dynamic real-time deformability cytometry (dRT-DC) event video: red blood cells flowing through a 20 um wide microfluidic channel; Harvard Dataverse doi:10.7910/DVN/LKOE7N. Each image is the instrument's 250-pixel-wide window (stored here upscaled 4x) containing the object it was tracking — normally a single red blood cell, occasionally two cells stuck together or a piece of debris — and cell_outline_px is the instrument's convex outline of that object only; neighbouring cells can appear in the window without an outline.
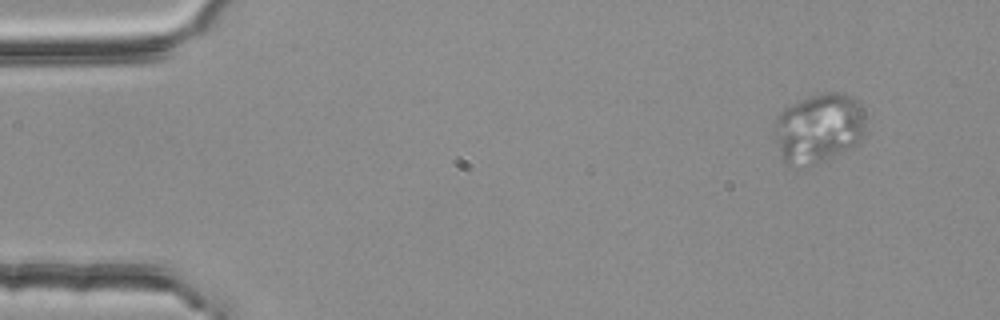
{"species": "common noctule bat (a hibernating species)", "species_latin": "Nyctalus noctula", "temperature_condition": "room temperature", "stored_images_in_passage": 5, "camera_frame_rate_fps": 3000, "um_per_image_px": 0.085, "animal": {"sex": "female", "body_mass_g": 25.1}, "frame": {"image": 1, "passage_image": 5, "time_ms": 1.333, "image_size_px": [1000, 320], "cell_outline_px": [[864, 132], [860, 140], [840, 152], [824, 160], [812, 164], [792, 168], [784, 160], [780, 152], [772, 128], [780, 112], [784, 108], [808, 96], [824, 92], [844, 92], [852, 96], [860, 104], [864, 128]], "centroid_in_image_um": [69.54, 10.87], "position_along_channel_um": 15.5, "area_um2": 36.65}}